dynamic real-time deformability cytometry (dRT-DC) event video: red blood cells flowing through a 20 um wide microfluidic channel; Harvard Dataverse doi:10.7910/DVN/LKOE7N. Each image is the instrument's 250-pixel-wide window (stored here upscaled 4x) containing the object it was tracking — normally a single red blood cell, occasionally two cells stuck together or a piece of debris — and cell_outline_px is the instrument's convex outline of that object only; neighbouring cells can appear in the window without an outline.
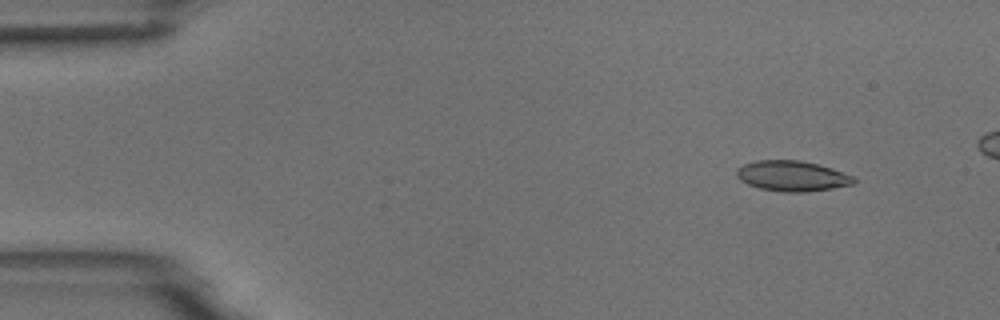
{"species": "common noctule bat (a hibernating species)", "species_latin": "Nyctalus noctula", "temperature_condition": "room temperature", "stored_images_in_passage": 6, "camera_frame_rate_fps": 3000, "um_per_image_px": 0.085, "animal": {"sex": "male", "body_mass_g": 18.8}, "frame": {"image": 1, "passage_image": 2, "time_ms": 1.333, "image_size_px": [1000, 320], "cell_outline_px": [[856, 180], [852, 184], [832, 188], [804, 192], [784, 192], [760, 188], [748, 184], [740, 180], [736, 176], [736, 172], [744, 164], [756, 160], [800, 160], [832, 168], [856, 176]], "centroid_in_image_um": [67.35, 14.95], "position_along_channel_um": 17.6, "area_um2": 20.69}}